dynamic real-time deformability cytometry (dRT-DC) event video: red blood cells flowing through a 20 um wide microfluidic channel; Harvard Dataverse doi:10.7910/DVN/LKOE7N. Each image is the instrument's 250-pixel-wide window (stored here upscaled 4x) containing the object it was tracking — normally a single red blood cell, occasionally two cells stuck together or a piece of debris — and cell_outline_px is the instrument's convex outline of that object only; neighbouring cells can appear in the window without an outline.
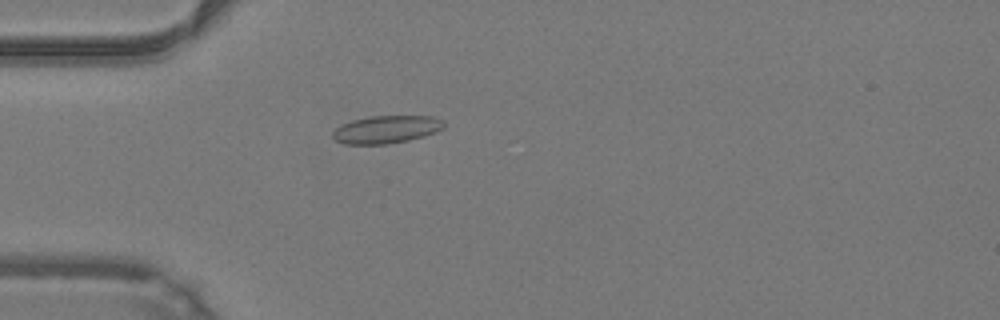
{"species": "common noctule bat (a hibernating species)", "species_latin": "Nyctalus noctula", "temperature_condition": "warm", "stored_images_in_passage": 49, "camera_frame_rate_fps": 3000, "um_per_image_px": 0.085, "animal": {"sex": "male", "body_mass_g": 19.2, "forearm_length_mm": 51.8}, "frame": {"image": 1, "passage_image": 15, "time_ms": 4.667, "image_size_px": [1000, 320], "cell_outline_px": [[444, 128], [436, 132], [424, 136], [408, 140], [388, 144], [344, 144], [336, 140], [332, 136], [332, 132], [336, 128], [352, 120], [368, 116], [436, 116], [444, 120]], "centroid_in_image_um": [32.87, 10.99], "position_along_channel_um": 52.1, "area_um2": 18.03}}
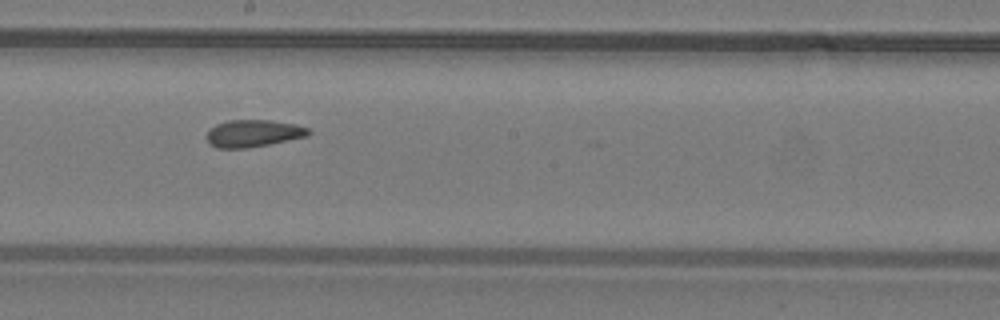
{"frame": {"image": 2, "passage_image": 28, "time_ms": 9.0, "image_size_px": [1000, 320], "cell_outline_px": [[312, 132], [308, 136], [268, 144], [244, 148], [216, 148], [208, 144], [208, 132], [216, 124], [228, 120], [268, 120], [296, 124], [308, 128]], "centroid_in_image_um": [21.54, 11.33], "position_along_channel_um": 226.7, "area_um2": 16.01}}
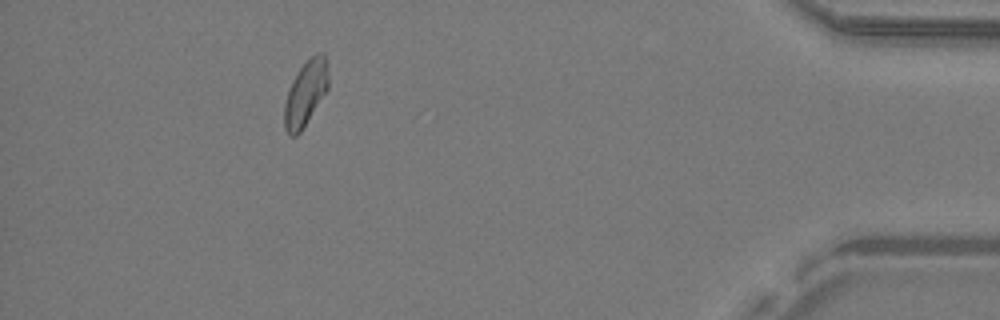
{"frame": {"image": 3, "passage_image": 45, "time_ms": 14.667, "image_size_px": [1000, 320], "cell_outline_px": [[328, 88], [300, 132], [296, 136], [288, 136], [284, 128], [284, 104], [288, 88], [292, 80], [300, 68], [316, 52], [324, 52], [328, 76]], "centroid_in_image_um": [25.94, 7.94], "position_along_channel_um": 409.3, "area_um2": 16.53}, "authors_computed_cell_mechanics": {"area_um2": 16.7042, "velocity_mm_per_s": 4.2426, "shape_relaxation_time_tau1_ms": null, "shape_relaxation_time_tau2_ms": 1.8999, "deformation_change_tau1": null, "deformation_change_tau2": 0.0753}}